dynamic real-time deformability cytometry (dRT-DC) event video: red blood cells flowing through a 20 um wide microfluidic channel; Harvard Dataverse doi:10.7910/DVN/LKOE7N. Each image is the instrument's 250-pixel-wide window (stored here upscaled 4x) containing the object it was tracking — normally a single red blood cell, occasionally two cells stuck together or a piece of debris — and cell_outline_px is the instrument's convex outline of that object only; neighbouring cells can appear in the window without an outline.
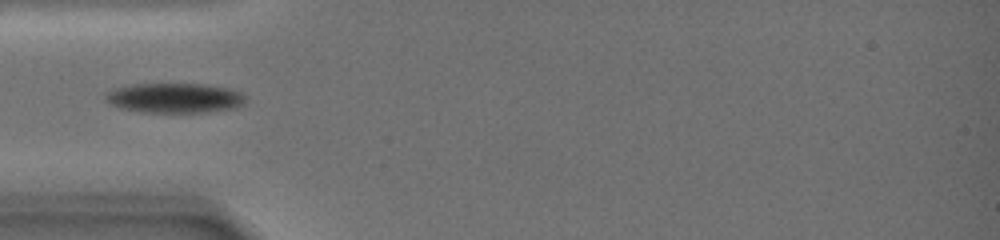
{"species": "common noctule bat (a hibernating species)", "species_latin": "Nyctalus noctula", "temperature_condition": "warm", "stored_images_in_passage": 82, "camera_frame_rate_fps": 3000, "um_per_image_px": 0.085, "animal": {"sex": "female", "body_mass_g": 19.0, "forearm_length_mm": 51.5}, "frame": {"image": 1, "passage_image": 1, "time_ms": 0.0, "image_size_px": [1000, 240], "cell_outline_px": [[244, 104], [236, 108], [204, 112], [144, 112], [120, 108], [104, 100], [104, 92], [112, 88], [132, 84], [208, 84], [228, 88], [240, 92], [244, 96]], "centroid_in_image_um": [14.8, 8.32], "position_along_channel_um": 70.2, "area_um2": 24.51}}
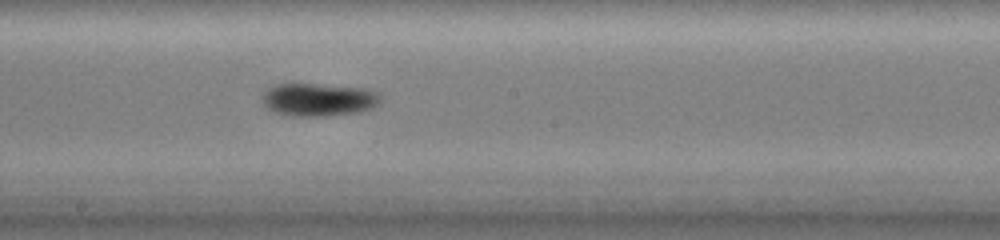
{"frame": {"image": 2, "passage_image": 29, "time_ms": 5.0, "image_size_px": [1000, 240], "cell_outline_px": [[380, 100], [372, 108], [360, 112], [324, 116], [288, 116], [276, 112], [268, 108], [264, 104], [264, 92], [268, 88], [276, 84], [316, 84], [368, 88], [380, 92]], "centroid_in_image_um": [27.12, 8.46], "position_along_channel_um": 221.1, "area_um2": 22.72}}
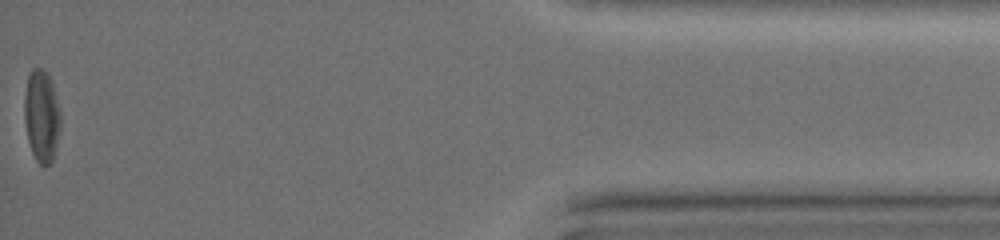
{"frame": {"image": 3, "passage_image": 82, "time_ms": 14.333, "image_size_px": [1000, 240], "cell_outline_px": [[60, 128], [52, 160], [48, 164], [40, 164], [36, 160], [32, 152], [28, 140], [24, 120], [24, 96], [28, 72], [32, 68], [40, 68], [48, 72], [52, 80], [60, 112]], "centroid_in_image_um": [3.52, 9.78], "position_along_channel_um": 431.7, "area_um2": 19.48}}